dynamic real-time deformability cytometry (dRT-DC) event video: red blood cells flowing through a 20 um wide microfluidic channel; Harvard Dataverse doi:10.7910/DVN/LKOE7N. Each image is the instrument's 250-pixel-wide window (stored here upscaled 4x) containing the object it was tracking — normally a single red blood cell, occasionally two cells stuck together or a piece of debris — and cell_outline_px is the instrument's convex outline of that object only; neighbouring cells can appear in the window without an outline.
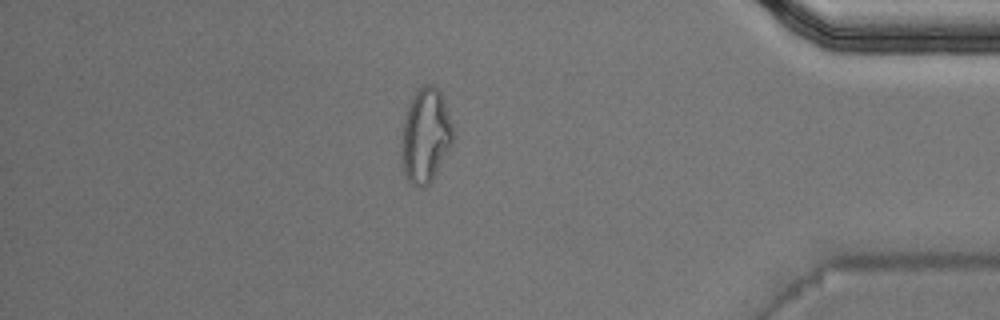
{"species": "Egyptian fruit bat (a non-hibernating species)", "species_latin": "Rousettus aegyptiacus", "temperature_condition": "warm", "stored_images_in_passage": 37, "camera_frame_rate_fps": 3000, "um_per_image_px": 0.085, "animal": {"sex": "male"}, "frame": {"image": 1, "passage_image": 32, "time_ms": 10.333, "image_size_px": [1000, 320], "cell_outline_px": [[456, 136], [452, 144], [432, 180], [424, 188], [412, 184], [408, 180], [404, 172], [404, 120], [412, 96], [424, 84], [428, 84], [436, 88], [440, 92], [456, 132]], "centroid_in_image_um": [36.24, 11.52], "position_along_channel_um": 399.0, "area_um2": 27.57}, "authors_computed_cell_mechanics": {"area_um2": 19.5942, "velocity_mm_per_s": 4.0914, "shape_relaxation_time_tau1_ms": null, "shape_relaxation_time_tau2_ms": 1.4731, "deformation_change_tau1": null, "deformation_change_tau2": 0.1031}}